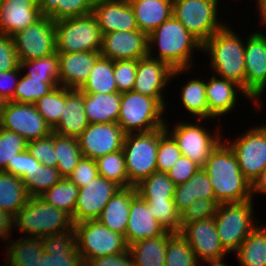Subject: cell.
<instances>
[{
  "label": "cell",
  "mask_w": 266,
  "mask_h": 266,
  "mask_svg": "<svg viewBox=\"0 0 266 266\" xmlns=\"http://www.w3.org/2000/svg\"><path fill=\"white\" fill-rule=\"evenodd\" d=\"M85 266H135L134 259L129 250L120 254L100 256L89 260Z\"/></svg>",
  "instance_id": "58"
},
{
  "label": "cell",
  "mask_w": 266,
  "mask_h": 266,
  "mask_svg": "<svg viewBox=\"0 0 266 266\" xmlns=\"http://www.w3.org/2000/svg\"><path fill=\"white\" fill-rule=\"evenodd\" d=\"M257 193L266 194V167L252 184V197Z\"/></svg>",
  "instance_id": "61"
},
{
  "label": "cell",
  "mask_w": 266,
  "mask_h": 266,
  "mask_svg": "<svg viewBox=\"0 0 266 266\" xmlns=\"http://www.w3.org/2000/svg\"><path fill=\"white\" fill-rule=\"evenodd\" d=\"M89 124L84 109V93L80 89L65 88V106L53 132L77 138Z\"/></svg>",
  "instance_id": "27"
},
{
  "label": "cell",
  "mask_w": 266,
  "mask_h": 266,
  "mask_svg": "<svg viewBox=\"0 0 266 266\" xmlns=\"http://www.w3.org/2000/svg\"><path fill=\"white\" fill-rule=\"evenodd\" d=\"M182 155L177 142L165 131L159 138L157 172L166 173Z\"/></svg>",
  "instance_id": "50"
},
{
  "label": "cell",
  "mask_w": 266,
  "mask_h": 266,
  "mask_svg": "<svg viewBox=\"0 0 266 266\" xmlns=\"http://www.w3.org/2000/svg\"><path fill=\"white\" fill-rule=\"evenodd\" d=\"M99 176L96 161L82 156L72 174L67 177L78 188L83 187Z\"/></svg>",
  "instance_id": "55"
},
{
  "label": "cell",
  "mask_w": 266,
  "mask_h": 266,
  "mask_svg": "<svg viewBox=\"0 0 266 266\" xmlns=\"http://www.w3.org/2000/svg\"><path fill=\"white\" fill-rule=\"evenodd\" d=\"M155 219L171 232H181L180 213L177 211L174 200H145Z\"/></svg>",
  "instance_id": "47"
},
{
  "label": "cell",
  "mask_w": 266,
  "mask_h": 266,
  "mask_svg": "<svg viewBox=\"0 0 266 266\" xmlns=\"http://www.w3.org/2000/svg\"><path fill=\"white\" fill-rule=\"evenodd\" d=\"M55 159H57V170L63 178L69 177L79 160L82 152L76 137L62 136L54 132Z\"/></svg>",
  "instance_id": "39"
},
{
  "label": "cell",
  "mask_w": 266,
  "mask_h": 266,
  "mask_svg": "<svg viewBox=\"0 0 266 266\" xmlns=\"http://www.w3.org/2000/svg\"><path fill=\"white\" fill-rule=\"evenodd\" d=\"M41 17L38 0H2L0 33L12 37Z\"/></svg>",
  "instance_id": "23"
},
{
  "label": "cell",
  "mask_w": 266,
  "mask_h": 266,
  "mask_svg": "<svg viewBox=\"0 0 266 266\" xmlns=\"http://www.w3.org/2000/svg\"><path fill=\"white\" fill-rule=\"evenodd\" d=\"M234 255L241 266H266V226L259 223Z\"/></svg>",
  "instance_id": "35"
},
{
  "label": "cell",
  "mask_w": 266,
  "mask_h": 266,
  "mask_svg": "<svg viewBox=\"0 0 266 266\" xmlns=\"http://www.w3.org/2000/svg\"><path fill=\"white\" fill-rule=\"evenodd\" d=\"M20 238L7 241L4 255L7 262L3 266H47L42 237Z\"/></svg>",
  "instance_id": "28"
},
{
  "label": "cell",
  "mask_w": 266,
  "mask_h": 266,
  "mask_svg": "<svg viewBox=\"0 0 266 266\" xmlns=\"http://www.w3.org/2000/svg\"><path fill=\"white\" fill-rule=\"evenodd\" d=\"M202 169L209 176L219 204L253 199L252 185L242 174L235 154L224 140L211 151Z\"/></svg>",
  "instance_id": "1"
},
{
  "label": "cell",
  "mask_w": 266,
  "mask_h": 266,
  "mask_svg": "<svg viewBox=\"0 0 266 266\" xmlns=\"http://www.w3.org/2000/svg\"><path fill=\"white\" fill-rule=\"evenodd\" d=\"M79 188L68 178H62L40 197L53 207L68 213L74 223V211Z\"/></svg>",
  "instance_id": "40"
},
{
  "label": "cell",
  "mask_w": 266,
  "mask_h": 266,
  "mask_svg": "<svg viewBox=\"0 0 266 266\" xmlns=\"http://www.w3.org/2000/svg\"><path fill=\"white\" fill-rule=\"evenodd\" d=\"M174 232L166 231L163 235L137 241L129 245L135 266H165L168 238Z\"/></svg>",
  "instance_id": "33"
},
{
  "label": "cell",
  "mask_w": 266,
  "mask_h": 266,
  "mask_svg": "<svg viewBox=\"0 0 266 266\" xmlns=\"http://www.w3.org/2000/svg\"><path fill=\"white\" fill-rule=\"evenodd\" d=\"M188 122L189 121L184 122V120L179 121L178 123H175V126H173L174 128L170 131L166 119L165 128L177 142L182 155L202 167L208 160L211 151L223 139V134L219 132L221 131L219 130L221 129V126L219 125V128H216L215 133H211V131H209L208 128L203 127L202 124Z\"/></svg>",
  "instance_id": "11"
},
{
  "label": "cell",
  "mask_w": 266,
  "mask_h": 266,
  "mask_svg": "<svg viewBox=\"0 0 266 266\" xmlns=\"http://www.w3.org/2000/svg\"><path fill=\"white\" fill-rule=\"evenodd\" d=\"M189 79L181 88L182 105L186 112L199 122L209 120V110L206 100V80Z\"/></svg>",
  "instance_id": "38"
},
{
  "label": "cell",
  "mask_w": 266,
  "mask_h": 266,
  "mask_svg": "<svg viewBox=\"0 0 266 266\" xmlns=\"http://www.w3.org/2000/svg\"><path fill=\"white\" fill-rule=\"evenodd\" d=\"M95 161L99 176L116 183L121 188L128 187V174L123 150L108 153Z\"/></svg>",
  "instance_id": "42"
},
{
  "label": "cell",
  "mask_w": 266,
  "mask_h": 266,
  "mask_svg": "<svg viewBox=\"0 0 266 266\" xmlns=\"http://www.w3.org/2000/svg\"><path fill=\"white\" fill-rule=\"evenodd\" d=\"M95 0H38L41 16L54 21L91 14Z\"/></svg>",
  "instance_id": "37"
},
{
  "label": "cell",
  "mask_w": 266,
  "mask_h": 266,
  "mask_svg": "<svg viewBox=\"0 0 266 266\" xmlns=\"http://www.w3.org/2000/svg\"><path fill=\"white\" fill-rule=\"evenodd\" d=\"M253 199L242 202L220 203L214 220L220 243L228 253H234L258 226L254 217ZM255 220V221H254Z\"/></svg>",
  "instance_id": "6"
},
{
  "label": "cell",
  "mask_w": 266,
  "mask_h": 266,
  "mask_svg": "<svg viewBox=\"0 0 266 266\" xmlns=\"http://www.w3.org/2000/svg\"><path fill=\"white\" fill-rule=\"evenodd\" d=\"M165 126L150 132L126 134L123 143L128 187L138 185L142 180L157 172V152L160 136Z\"/></svg>",
  "instance_id": "7"
},
{
  "label": "cell",
  "mask_w": 266,
  "mask_h": 266,
  "mask_svg": "<svg viewBox=\"0 0 266 266\" xmlns=\"http://www.w3.org/2000/svg\"><path fill=\"white\" fill-rule=\"evenodd\" d=\"M62 178L57 168L40 163L36 175L29 177L24 185L29 197H40Z\"/></svg>",
  "instance_id": "48"
},
{
  "label": "cell",
  "mask_w": 266,
  "mask_h": 266,
  "mask_svg": "<svg viewBox=\"0 0 266 266\" xmlns=\"http://www.w3.org/2000/svg\"><path fill=\"white\" fill-rule=\"evenodd\" d=\"M20 66L11 36L0 33V72H7Z\"/></svg>",
  "instance_id": "57"
},
{
  "label": "cell",
  "mask_w": 266,
  "mask_h": 266,
  "mask_svg": "<svg viewBox=\"0 0 266 266\" xmlns=\"http://www.w3.org/2000/svg\"><path fill=\"white\" fill-rule=\"evenodd\" d=\"M137 195L136 187L120 188L106 204L97 219L109 230L125 236L131 200Z\"/></svg>",
  "instance_id": "29"
},
{
  "label": "cell",
  "mask_w": 266,
  "mask_h": 266,
  "mask_svg": "<svg viewBox=\"0 0 266 266\" xmlns=\"http://www.w3.org/2000/svg\"><path fill=\"white\" fill-rule=\"evenodd\" d=\"M14 227L24 236L44 237L74 230V223L68 213L53 207L41 197H29L14 217Z\"/></svg>",
  "instance_id": "4"
},
{
  "label": "cell",
  "mask_w": 266,
  "mask_h": 266,
  "mask_svg": "<svg viewBox=\"0 0 266 266\" xmlns=\"http://www.w3.org/2000/svg\"><path fill=\"white\" fill-rule=\"evenodd\" d=\"M189 71L188 69L173 70L168 64L150 56L137 60L136 78L132 91L157 98L165 107L166 101L163 90L168 81Z\"/></svg>",
  "instance_id": "16"
},
{
  "label": "cell",
  "mask_w": 266,
  "mask_h": 266,
  "mask_svg": "<svg viewBox=\"0 0 266 266\" xmlns=\"http://www.w3.org/2000/svg\"><path fill=\"white\" fill-rule=\"evenodd\" d=\"M165 266H200L186 238L174 232L167 241Z\"/></svg>",
  "instance_id": "43"
},
{
  "label": "cell",
  "mask_w": 266,
  "mask_h": 266,
  "mask_svg": "<svg viewBox=\"0 0 266 266\" xmlns=\"http://www.w3.org/2000/svg\"><path fill=\"white\" fill-rule=\"evenodd\" d=\"M120 188L119 185L102 176H98L79 188L74 211V224L98 219L106 204Z\"/></svg>",
  "instance_id": "19"
},
{
  "label": "cell",
  "mask_w": 266,
  "mask_h": 266,
  "mask_svg": "<svg viewBox=\"0 0 266 266\" xmlns=\"http://www.w3.org/2000/svg\"><path fill=\"white\" fill-rule=\"evenodd\" d=\"M217 204L212 199H195L181 214V229L188 223L215 216Z\"/></svg>",
  "instance_id": "51"
},
{
  "label": "cell",
  "mask_w": 266,
  "mask_h": 266,
  "mask_svg": "<svg viewBox=\"0 0 266 266\" xmlns=\"http://www.w3.org/2000/svg\"><path fill=\"white\" fill-rule=\"evenodd\" d=\"M257 2V9L260 21L263 23V26L266 25V0H258ZM265 24V25H264Z\"/></svg>",
  "instance_id": "62"
},
{
  "label": "cell",
  "mask_w": 266,
  "mask_h": 266,
  "mask_svg": "<svg viewBox=\"0 0 266 266\" xmlns=\"http://www.w3.org/2000/svg\"><path fill=\"white\" fill-rule=\"evenodd\" d=\"M113 75L114 61L101 55L92 68L89 78L80 90L84 94H109L118 92Z\"/></svg>",
  "instance_id": "36"
},
{
  "label": "cell",
  "mask_w": 266,
  "mask_h": 266,
  "mask_svg": "<svg viewBox=\"0 0 266 266\" xmlns=\"http://www.w3.org/2000/svg\"><path fill=\"white\" fill-rule=\"evenodd\" d=\"M233 30L226 24L202 44V51L209 55L215 76L236 82L245 92V42Z\"/></svg>",
  "instance_id": "3"
},
{
  "label": "cell",
  "mask_w": 266,
  "mask_h": 266,
  "mask_svg": "<svg viewBox=\"0 0 266 266\" xmlns=\"http://www.w3.org/2000/svg\"><path fill=\"white\" fill-rule=\"evenodd\" d=\"M157 47V48H156ZM153 49H158L155 57ZM202 52V43L173 15L148 35V56L175 69H193L194 51Z\"/></svg>",
  "instance_id": "2"
},
{
  "label": "cell",
  "mask_w": 266,
  "mask_h": 266,
  "mask_svg": "<svg viewBox=\"0 0 266 266\" xmlns=\"http://www.w3.org/2000/svg\"><path fill=\"white\" fill-rule=\"evenodd\" d=\"M28 199L23 180L11 173L0 171V209L15 217Z\"/></svg>",
  "instance_id": "34"
},
{
  "label": "cell",
  "mask_w": 266,
  "mask_h": 266,
  "mask_svg": "<svg viewBox=\"0 0 266 266\" xmlns=\"http://www.w3.org/2000/svg\"><path fill=\"white\" fill-rule=\"evenodd\" d=\"M220 0H173L172 15L202 44L227 23L219 22Z\"/></svg>",
  "instance_id": "10"
},
{
  "label": "cell",
  "mask_w": 266,
  "mask_h": 266,
  "mask_svg": "<svg viewBox=\"0 0 266 266\" xmlns=\"http://www.w3.org/2000/svg\"><path fill=\"white\" fill-rule=\"evenodd\" d=\"M77 251L84 264L89 260L128 250L125 236L113 232L100 221L87 220L74 224Z\"/></svg>",
  "instance_id": "9"
},
{
  "label": "cell",
  "mask_w": 266,
  "mask_h": 266,
  "mask_svg": "<svg viewBox=\"0 0 266 266\" xmlns=\"http://www.w3.org/2000/svg\"><path fill=\"white\" fill-rule=\"evenodd\" d=\"M57 53L100 52L102 33L95 16L72 17L55 21Z\"/></svg>",
  "instance_id": "8"
},
{
  "label": "cell",
  "mask_w": 266,
  "mask_h": 266,
  "mask_svg": "<svg viewBox=\"0 0 266 266\" xmlns=\"http://www.w3.org/2000/svg\"><path fill=\"white\" fill-rule=\"evenodd\" d=\"M27 150L43 165L57 167L54 149V132L49 136L27 142Z\"/></svg>",
  "instance_id": "52"
},
{
  "label": "cell",
  "mask_w": 266,
  "mask_h": 266,
  "mask_svg": "<svg viewBox=\"0 0 266 266\" xmlns=\"http://www.w3.org/2000/svg\"><path fill=\"white\" fill-rule=\"evenodd\" d=\"M92 14L102 34L139 30L128 0H95Z\"/></svg>",
  "instance_id": "21"
},
{
  "label": "cell",
  "mask_w": 266,
  "mask_h": 266,
  "mask_svg": "<svg viewBox=\"0 0 266 266\" xmlns=\"http://www.w3.org/2000/svg\"><path fill=\"white\" fill-rule=\"evenodd\" d=\"M200 168L199 164L181 155L166 173L176 185H179L188 181Z\"/></svg>",
  "instance_id": "56"
},
{
  "label": "cell",
  "mask_w": 266,
  "mask_h": 266,
  "mask_svg": "<svg viewBox=\"0 0 266 266\" xmlns=\"http://www.w3.org/2000/svg\"><path fill=\"white\" fill-rule=\"evenodd\" d=\"M19 61H30L56 52L55 21L42 16L12 36Z\"/></svg>",
  "instance_id": "13"
},
{
  "label": "cell",
  "mask_w": 266,
  "mask_h": 266,
  "mask_svg": "<svg viewBox=\"0 0 266 266\" xmlns=\"http://www.w3.org/2000/svg\"><path fill=\"white\" fill-rule=\"evenodd\" d=\"M26 149L27 141L21 135L0 127V171H4L8 163Z\"/></svg>",
  "instance_id": "49"
},
{
  "label": "cell",
  "mask_w": 266,
  "mask_h": 266,
  "mask_svg": "<svg viewBox=\"0 0 266 266\" xmlns=\"http://www.w3.org/2000/svg\"><path fill=\"white\" fill-rule=\"evenodd\" d=\"M166 229L155 219L148 208V203L138 194L131 200L129 219L125 233L129 245L148 238L161 236Z\"/></svg>",
  "instance_id": "24"
},
{
  "label": "cell",
  "mask_w": 266,
  "mask_h": 266,
  "mask_svg": "<svg viewBox=\"0 0 266 266\" xmlns=\"http://www.w3.org/2000/svg\"><path fill=\"white\" fill-rule=\"evenodd\" d=\"M21 71L27 70L24 75L43 79L45 82H59V57L55 52L49 56L20 62Z\"/></svg>",
  "instance_id": "46"
},
{
  "label": "cell",
  "mask_w": 266,
  "mask_h": 266,
  "mask_svg": "<svg viewBox=\"0 0 266 266\" xmlns=\"http://www.w3.org/2000/svg\"><path fill=\"white\" fill-rule=\"evenodd\" d=\"M7 102L8 101L3 96L0 95V119H1L2 113L5 109Z\"/></svg>",
  "instance_id": "63"
},
{
  "label": "cell",
  "mask_w": 266,
  "mask_h": 266,
  "mask_svg": "<svg viewBox=\"0 0 266 266\" xmlns=\"http://www.w3.org/2000/svg\"><path fill=\"white\" fill-rule=\"evenodd\" d=\"M209 266H228L222 260L211 261L207 263ZM202 266V263L200 264Z\"/></svg>",
  "instance_id": "64"
},
{
  "label": "cell",
  "mask_w": 266,
  "mask_h": 266,
  "mask_svg": "<svg viewBox=\"0 0 266 266\" xmlns=\"http://www.w3.org/2000/svg\"><path fill=\"white\" fill-rule=\"evenodd\" d=\"M212 199L217 205L212 184L202 167L185 183L176 185L174 203L181 214L195 199Z\"/></svg>",
  "instance_id": "32"
},
{
  "label": "cell",
  "mask_w": 266,
  "mask_h": 266,
  "mask_svg": "<svg viewBox=\"0 0 266 266\" xmlns=\"http://www.w3.org/2000/svg\"><path fill=\"white\" fill-rule=\"evenodd\" d=\"M14 217L0 209V239L5 242L11 239V233L14 230ZM13 228V229H12Z\"/></svg>",
  "instance_id": "60"
},
{
  "label": "cell",
  "mask_w": 266,
  "mask_h": 266,
  "mask_svg": "<svg viewBox=\"0 0 266 266\" xmlns=\"http://www.w3.org/2000/svg\"><path fill=\"white\" fill-rule=\"evenodd\" d=\"M42 242L47 253V266H85L77 251L74 230L44 236Z\"/></svg>",
  "instance_id": "26"
},
{
  "label": "cell",
  "mask_w": 266,
  "mask_h": 266,
  "mask_svg": "<svg viewBox=\"0 0 266 266\" xmlns=\"http://www.w3.org/2000/svg\"><path fill=\"white\" fill-rule=\"evenodd\" d=\"M100 56V52L58 53L59 86L80 89Z\"/></svg>",
  "instance_id": "25"
},
{
  "label": "cell",
  "mask_w": 266,
  "mask_h": 266,
  "mask_svg": "<svg viewBox=\"0 0 266 266\" xmlns=\"http://www.w3.org/2000/svg\"><path fill=\"white\" fill-rule=\"evenodd\" d=\"M22 71L20 66L7 72H0V95L14 102V92Z\"/></svg>",
  "instance_id": "59"
},
{
  "label": "cell",
  "mask_w": 266,
  "mask_h": 266,
  "mask_svg": "<svg viewBox=\"0 0 266 266\" xmlns=\"http://www.w3.org/2000/svg\"><path fill=\"white\" fill-rule=\"evenodd\" d=\"M137 60L114 61V78L119 93L132 91L136 78Z\"/></svg>",
  "instance_id": "53"
},
{
  "label": "cell",
  "mask_w": 266,
  "mask_h": 266,
  "mask_svg": "<svg viewBox=\"0 0 266 266\" xmlns=\"http://www.w3.org/2000/svg\"><path fill=\"white\" fill-rule=\"evenodd\" d=\"M190 244L197 260L204 263L224 260L228 252L220 243L214 217L186 224L180 232Z\"/></svg>",
  "instance_id": "18"
},
{
  "label": "cell",
  "mask_w": 266,
  "mask_h": 266,
  "mask_svg": "<svg viewBox=\"0 0 266 266\" xmlns=\"http://www.w3.org/2000/svg\"><path fill=\"white\" fill-rule=\"evenodd\" d=\"M237 93L250 100L242 87L236 82L212 74V77L206 80V100L209 120L217 118L221 120V116L232 113L231 111L237 105Z\"/></svg>",
  "instance_id": "22"
},
{
  "label": "cell",
  "mask_w": 266,
  "mask_h": 266,
  "mask_svg": "<svg viewBox=\"0 0 266 266\" xmlns=\"http://www.w3.org/2000/svg\"><path fill=\"white\" fill-rule=\"evenodd\" d=\"M40 161L35 159L26 149L16 155L12 163H8L4 172L20 177L25 182L29 177L36 175Z\"/></svg>",
  "instance_id": "54"
},
{
  "label": "cell",
  "mask_w": 266,
  "mask_h": 266,
  "mask_svg": "<svg viewBox=\"0 0 266 266\" xmlns=\"http://www.w3.org/2000/svg\"><path fill=\"white\" fill-rule=\"evenodd\" d=\"M166 107L157 99L135 91L121 94L117 123L125 134L143 133L165 126Z\"/></svg>",
  "instance_id": "5"
},
{
  "label": "cell",
  "mask_w": 266,
  "mask_h": 266,
  "mask_svg": "<svg viewBox=\"0 0 266 266\" xmlns=\"http://www.w3.org/2000/svg\"><path fill=\"white\" fill-rule=\"evenodd\" d=\"M121 93L84 94V109L92 123H117L120 112Z\"/></svg>",
  "instance_id": "31"
},
{
  "label": "cell",
  "mask_w": 266,
  "mask_h": 266,
  "mask_svg": "<svg viewBox=\"0 0 266 266\" xmlns=\"http://www.w3.org/2000/svg\"><path fill=\"white\" fill-rule=\"evenodd\" d=\"M249 35L245 40V93L260 110L259 99L266 88V32L256 30Z\"/></svg>",
  "instance_id": "14"
},
{
  "label": "cell",
  "mask_w": 266,
  "mask_h": 266,
  "mask_svg": "<svg viewBox=\"0 0 266 266\" xmlns=\"http://www.w3.org/2000/svg\"><path fill=\"white\" fill-rule=\"evenodd\" d=\"M40 115L53 130L59 122L65 106V87L58 86L34 103Z\"/></svg>",
  "instance_id": "45"
},
{
  "label": "cell",
  "mask_w": 266,
  "mask_h": 266,
  "mask_svg": "<svg viewBox=\"0 0 266 266\" xmlns=\"http://www.w3.org/2000/svg\"><path fill=\"white\" fill-rule=\"evenodd\" d=\"M125 133L118 123H92L77 137L84 157L96 160L122 150Z\"/></svg>",
  "instance_id": "17"
},
{
  "label": "cell",
  "mask_w": 266,
  "mask_h": 266,
  "mask_svg": "<svg viewBox=\"0 0 266 266\" xmlns=\"http://www.w3.org/2000/svg\"><path fill=\"white\" fill-rule=\"evenodd\" d=\"M0 127L21 135L27 142L49 136L53 130L34 104L8 101Z\"/></svg>",
  "instance_id": "15"
},
{
  "label": "cell",
  "mask_w": 266,
  "mask_h": 266,
  "mask_svg": "<svg viewBox=\"0 0 266 266\" xmlns=\"http://www.w3.org/2000/svg\"><path fill=\"white\" fill-rule=\"evenodd\" d=\"M223 140L232 149L242 174L252 185L266 167V124L246 130L238 139Z\"/></svg>",
  "instance_id": "12"
},
{
  "label": "cell",
  "mask_w": 266,
  "mask_h": 266,
  "mask_svg": "<svg viewBox=\"0 0 266 266\" xmlns=\"http://www.w3.org/2000/svg\"><path fill=\"white\" fill-rule=\"evenodd\" d=\"M135 187L137 194L144 200H174L176 184L167 173L154 172Z\"/></svg>",
  "instance_id": "41"
},
{
  "label": "cell",
  "mask_w": 266,
  "mask_h": 266,
  "mask_svg": "<svg viewBox=\"0 0 266 266\" xmlns=\"http://www.w3.org/2000/svg\"><path fill=\"white\" fill-rule=\"evenodd\" d=\"M100 54L112 61L144 58L148 56V35L140 30L102 34Z\"/></svg>",
  "instance_id": "20"
},
{
  "label": "cell",
  "mask_w": 266,
  "mask_h": 266,
  "mask_svg": "<svg viewBox=\"0 0 266 266\" xmlns=\"http://www.w3.org/2000/svg\"><path fill=\"white\" fill-rule=\"evenodd\" d=\"M138 29L149 35L172 16L173 0H128Z\"/></svg>",
  "instance_id": "30"
},
{
  "label": "cell",
  "mask_w": 266,
  "mask_h": 266,
  "mask_svg": "<svg viewBox=\"0 0 266 266\" xmlns=\"http://www.w3.org/2000/svg\"><path fill=\"white\" fill-rule=\"evenodd\" d=\"M58 86L59 82H45L43 79L21 74L14 92V102L34 104Z\"/></svg>",
  "instance_id": "44"
}]
</instances>
